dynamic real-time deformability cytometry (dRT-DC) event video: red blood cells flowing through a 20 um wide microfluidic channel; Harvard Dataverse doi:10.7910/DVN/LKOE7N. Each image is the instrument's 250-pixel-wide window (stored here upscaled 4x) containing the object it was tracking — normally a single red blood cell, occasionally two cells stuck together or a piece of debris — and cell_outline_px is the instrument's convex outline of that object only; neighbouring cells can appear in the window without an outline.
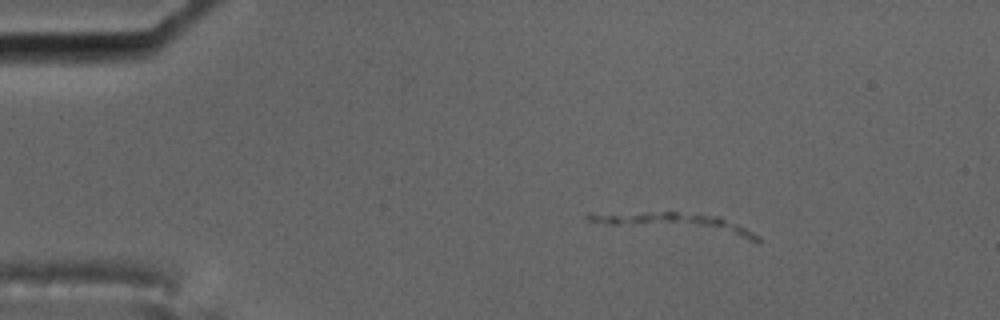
{"species": "common noctule bat (a hibernating species)", "species_latin": "Nyctalus noctula", "temperature_condition": "cold", "stored_images_in_passage": 9, "camera_frame_rate_fps": 3000, "um_per_image_px": 0.085, "animal": {"sex": "male", "body_mass_g": 17.5, "forearm_length_mm": 52.3}, "frame": {"image": 1, "passage_image": 1, "time_ms": 0.0, "image_size_px": [1000, 320], "cell_outline_px": [[760, 240], [748, 240], [608, 224], [588, 220], [584, 216], [588, 212], [676, 212], [716, 216], [736, 224], [760, 236]], "centroid_in_image_um": [57.43, 18.99], "position_along_channel_um": 27.6, "area_um2": 19.36}}